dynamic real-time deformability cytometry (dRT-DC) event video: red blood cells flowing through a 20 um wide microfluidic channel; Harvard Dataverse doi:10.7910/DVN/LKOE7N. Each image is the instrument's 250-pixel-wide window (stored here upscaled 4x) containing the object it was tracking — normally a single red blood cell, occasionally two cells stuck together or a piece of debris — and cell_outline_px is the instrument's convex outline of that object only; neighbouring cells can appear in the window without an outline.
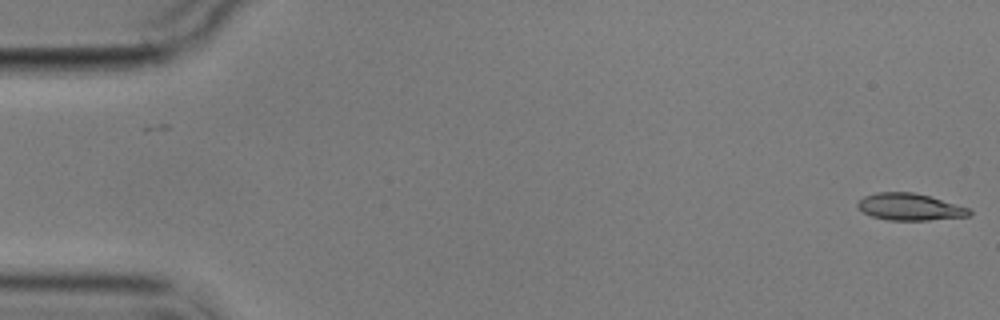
{"species": "common noctule bat (a hibernating species)", "species_latin": "Nyctalus noctula", "temperature_condition": "cold", "stored_images_in_passage": 6, "camera_frame_rate_fps": 3000, "um_per_image_px": 0.085, "animal": {"sex": "male", "body_mass_g": 17.9}, "frame": {"image": 1, "passage_image": 1, "time_ms": 0.0, "image_size_px": [1000, 320], "cell_outline_px": [[972, 212], [968, 216], [928, 220], [888, 220], [872, 216], [856, 208], [856, 204], [864, 196], [876, 192], [912, 192], [928, 196], [968, 208]], "centroid_in_image_um": [77.27, 17.59], "position_along_channel_um": 7.7, "area_um2": 17.28}}
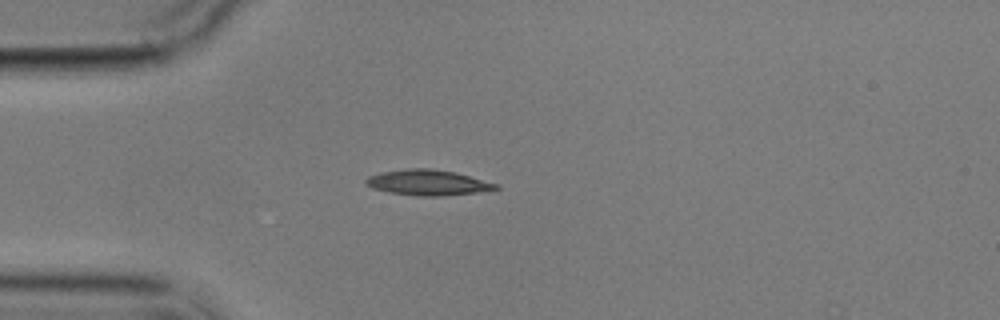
{"frame": {"image": 2, "passage_image": 5, "time_ms": 4.667, "image_size_px": [1000, 320], "cell_outline_px": [[500, 188], [476, 192], [444, 196], [416, 196], [392, 192], [372, 188], [364, 184], [364, 180], [368, 176], [380, 172], [408, 168], [432, 168], [456, 172], [500, 184]], "centroid_in_image_um": [36.36, 15.51], "position_along_channel_um": 48.6, "area_um2": 19.48}}